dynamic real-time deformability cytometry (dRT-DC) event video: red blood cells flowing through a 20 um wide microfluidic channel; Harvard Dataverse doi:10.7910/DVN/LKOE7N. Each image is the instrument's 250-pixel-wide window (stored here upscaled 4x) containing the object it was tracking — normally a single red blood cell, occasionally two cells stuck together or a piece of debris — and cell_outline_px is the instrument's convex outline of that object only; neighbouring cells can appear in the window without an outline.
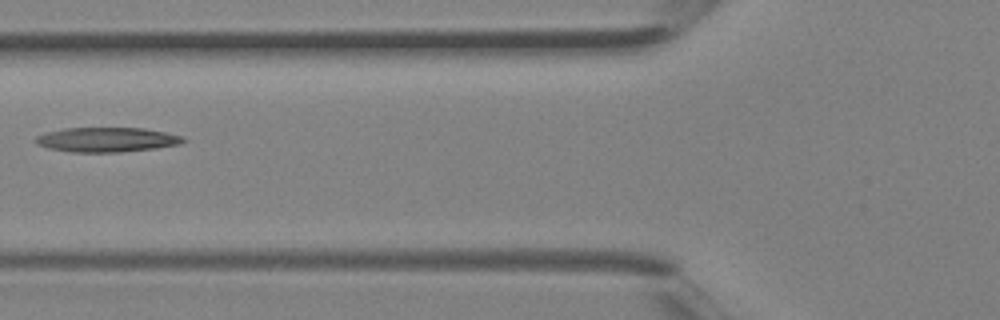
{"species": "Egyptian fruit bat (a non-hibernating species)", "species_latin": "Rousettus aegyptiacus", "temperature_condition": "room temperature", "stored_images_in_passage": 3, "camera_frame_rate_fps": 3000, "um_per_image_px": 0.085, "animal": {"sex": "female"}, "frame": {"image": 1, "passage_image": 3, "time_ms": 0.667, "image_size_px": [1000, 320], "cell_outline_px": [[188, 140], [180, 144], [156, 148], [120, 152], [72, 152], [48, 148], [36, 144], [32, 140], [36, 136], [44, 132], [64, 128], [144, 128], [184, 136]], "centroid_in_image_um": [9.05, 11.87], "position_along_channel_um": 116.7, "area_um2": 21.39}}